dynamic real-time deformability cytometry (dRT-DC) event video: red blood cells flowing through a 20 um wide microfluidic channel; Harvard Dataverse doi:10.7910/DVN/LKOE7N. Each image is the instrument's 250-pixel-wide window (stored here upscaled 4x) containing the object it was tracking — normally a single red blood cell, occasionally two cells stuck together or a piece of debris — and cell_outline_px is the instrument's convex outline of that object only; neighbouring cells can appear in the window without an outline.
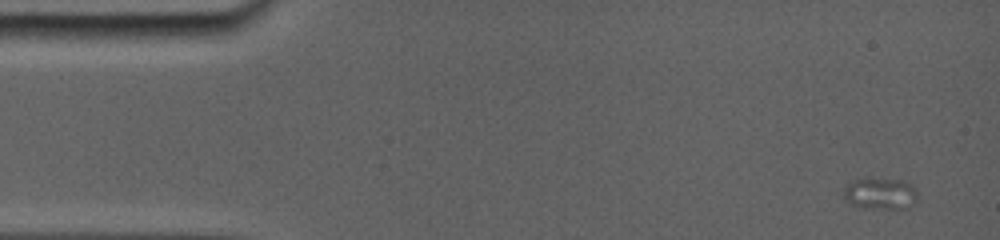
{"species": "common noctule bat (a hibernating species)", "species_latin": "Nyctalus noctula", "temperature_condition": "room temperature", "stored_images_in_passage": 5, "camera_frame_rate_fps": 5000, "um_per_image_px": 0.085, "animal": {"sex": "female", "body_mass_g": 19.0, "forearm_length_mm": 56.7}, "frame": {"image": 1, "passage_image": 1, "time_ms": 0.0, "image_size_px": [1000, 240], "cell_outline_px": [[920, 204], [908, 208], [860, 208], [848, 204], [844, 200], [844, 192], [852, 184], [860, 180], [888, 180], [904, 184], [912, 188], [920, 200]], "centroid_in_image_um": [74.86, 16.57], "position_along_channel_um": 10.1, "area_um2": 12.89}}